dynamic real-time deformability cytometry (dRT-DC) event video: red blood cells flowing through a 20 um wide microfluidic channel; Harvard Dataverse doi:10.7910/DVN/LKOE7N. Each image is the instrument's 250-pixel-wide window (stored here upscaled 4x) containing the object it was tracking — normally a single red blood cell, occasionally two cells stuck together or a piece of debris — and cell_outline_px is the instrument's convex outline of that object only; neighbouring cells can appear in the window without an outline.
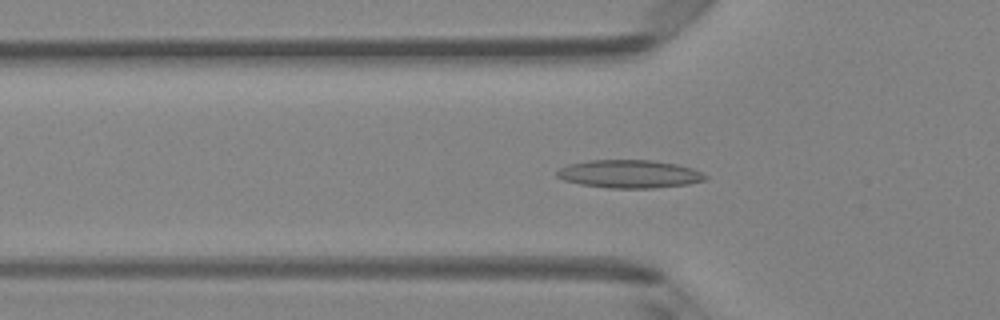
{"species": "Egyptian fruit bat (a non-hibernating species)", "species_latin": "Rousettus aegyptiacus", "temperature_condition": "room temperature", "stored_images_in_passage": 47, "camera_frame_rate_fps": 3000, "um_per_image_px": 0.085, "animal": {"sex": "female"}, "frame": {"image": 1, "passage_image": 15, "time_ms": 4.667, "image_size_px": [1000, 320], "cell_outline_px": [[708, 176], [704, 180], [688, 184], [652, 188], [608, 188], [580, 184], [564, 180], [556, 176], [556, 172], [560, 168], [568, 164], [588, 160], [656, 160], [676, 164], [692, 168]], "centroid_in_image_um": [53.48, 14.78], "position_along_channel_um": 72.3, "area_um2": 24.28}}
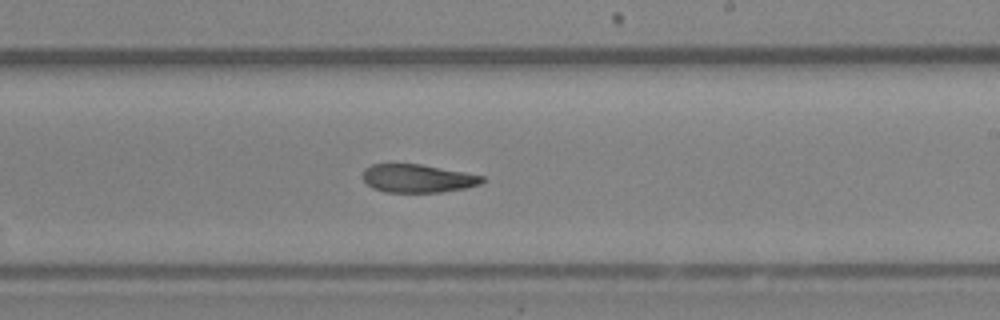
{"frame": {"image": 2, "passage_image": 28, "time_ms": 9.0, "image_size_px": [1000, 320], "cell_outline_px": [[484, 180], [480, 184], [464, 188], [440, 192], [384, 192], [372, 188], [364, 180], [364, 168], [372, 164], [420, 164], [464, 172], [484, 176]], "centroid_in_image_um": [35.49, 15.16], "position_along_channel_um": 253.5, "area_um2": 19.48}}
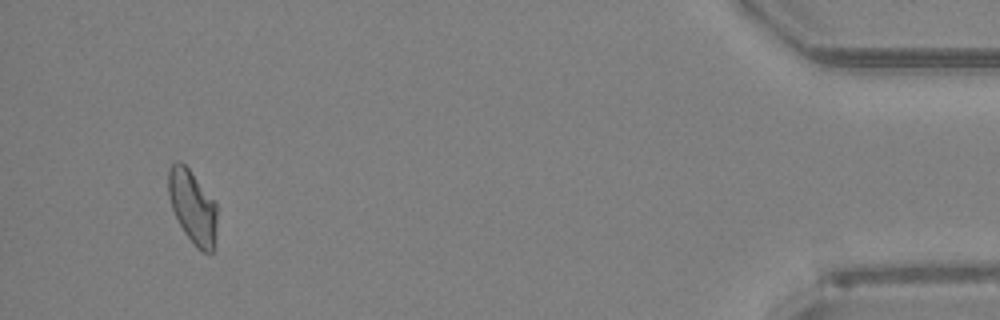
{"frame": {"image": 3, "passage_image": 45, "time_ms": 14.667, "image_size_px": [1000, 320], "cell_outline_px": [[216, 236], [212, 252], [204, 252], [196, 248], [184, 232], [172, 208], [168, 196], [168, 168], [176, 160], [180, 160], [188, 168], [216, 200]], "centroid_in_image_um": [16.37, 17.55], "position_along_channel_um": 418.8, "area_um2": 20.98}, "authors_computed_cell_mechanics": {"area_um2": 21.5016, "velocity_mm_per_s": 4.1873, "shape_relaxation_time_tau1_ms": null, "shape_relaxation_time_tau2_ms": 3.8204, "deformation_change_tau1": null, "deformation_change_tau2": 0.1147}}